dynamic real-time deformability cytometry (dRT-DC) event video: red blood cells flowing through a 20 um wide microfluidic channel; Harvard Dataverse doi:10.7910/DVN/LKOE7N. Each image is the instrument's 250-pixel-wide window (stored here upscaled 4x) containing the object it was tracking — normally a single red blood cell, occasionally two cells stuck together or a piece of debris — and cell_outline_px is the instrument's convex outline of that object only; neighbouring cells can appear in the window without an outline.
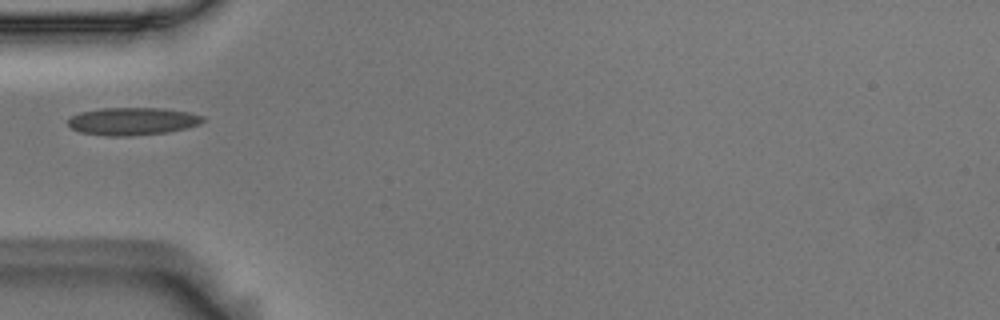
{"species": "Egyptian fruit bat (a non-hibernating species)", "species_latin": "Rousettus aegyptiacus", "temperature_condition": "room temperature", "stored_images_in_passage": 1, "camera_frame_rate_fps": 3000, "um_per_image_px": 0.085, "animal": {"sex": "male"}, "frame": {"image": 1, "passage_image": 1, "time_ms": 0.0, "image_size_px": [1000, 320], "cell_outline_px": [[208, 120], [200, 124], [168, 132], [128, 136], [104, 136], [80, 132], [72, 128], [68, 124], [68, 120], [72, 116], [80, 112], [100, 108], [164, 108], [188, 112], [204, 116]], "centroid_in_image_um": [11.29, 10.3], "position_along_channel_um": 73.7, "area_um2": 21.85}}